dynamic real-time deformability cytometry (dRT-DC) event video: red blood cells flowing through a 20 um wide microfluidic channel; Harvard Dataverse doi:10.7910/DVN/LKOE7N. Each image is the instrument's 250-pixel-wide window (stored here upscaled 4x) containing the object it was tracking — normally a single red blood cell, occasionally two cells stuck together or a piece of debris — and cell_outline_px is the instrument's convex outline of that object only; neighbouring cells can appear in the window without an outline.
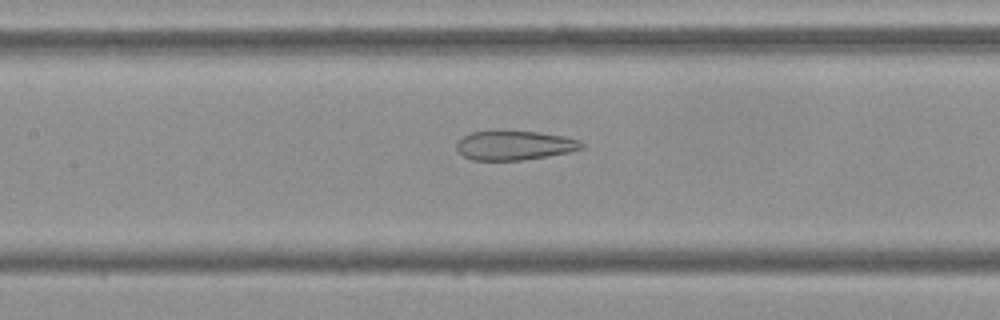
{"species": "Egyptian fruit bat (a non-hibernating species)", "species_latin": "Rousettus aegyptiacus", "temperature_condition": "cold", "stored_images_in_passage": 53, "camera_frame_rate_fps": 3000, "um_per_image_px": 0.085, "frame": {"image": 1, "passage_image": 24, "time_ms": 7.667, "image_size_px": [1000, 320], "cell_outline_px": [[584, 148], [568, 152], [548, 156], [520, 160], [472, 160], [464, 156], [456, 148], [456, 144], [464, 136], [472, 132], [496, 128], [540, 132], [564, 136], [580, 140], [584, 144]], "centroid_in_image_um": [43.73, 12.31], "position_along_channel_um": 163.7, "area_um2": 21.96}}
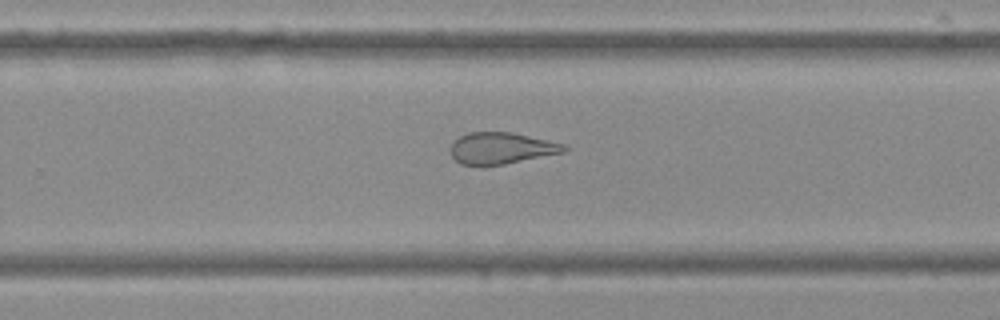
{"frame": {"image": 2, "passage_image": 34, "time_ms": 11.0, "image_size_px": [1000, 320], "cell_outline_px": [[568, 148], [564, 152], [504, 164], [460, 164], [452, 156], [448, 148], [452, 140], [468, 132], [512, 132], [568, 144]], "centroid_in_image_um": [42.61, 12.57], "position_along_channel_um": 287.2, "area_um2": 20.92}}
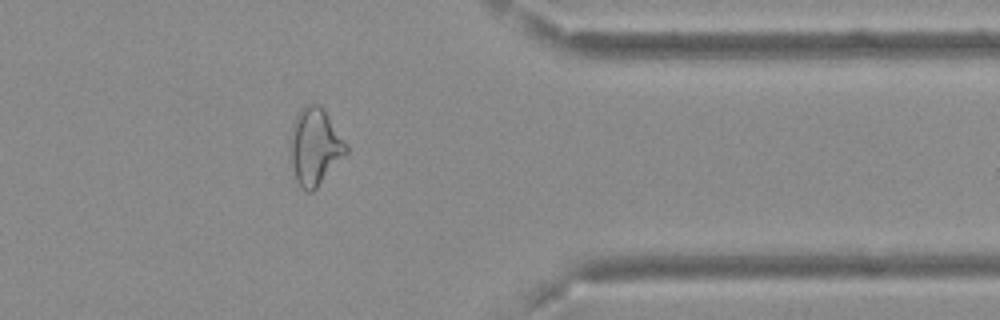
{"frame": {"image": 3, "passage_image": 43, "time_ms": 14.0, "image_size_px": [1000, 320], "cell_outline_px": [[348, 152], [316, 188], [312, 192], [308, 192], [300, 188], [296, 180], [292, 164], [288, 144], [292, 128], [296, 116], [300, 108], [308, 104], [320, 104], [348, 144]], "centroid_in_image_um": [26.76, 12.46], "position_along_channel_um": 384.6, "area_um2": 25.14}, "authors_computed_cell_mechanics": {"area_um2": 26.1256, "velocity_mm_per_s": 3.7151, "shape_relaxation_time_tau1_ms": null, "shape_relaxation_time_tau2_ms": 2.4027, "deformation_change_tau1": null, "deformation_change_tau2": 0.1107}}